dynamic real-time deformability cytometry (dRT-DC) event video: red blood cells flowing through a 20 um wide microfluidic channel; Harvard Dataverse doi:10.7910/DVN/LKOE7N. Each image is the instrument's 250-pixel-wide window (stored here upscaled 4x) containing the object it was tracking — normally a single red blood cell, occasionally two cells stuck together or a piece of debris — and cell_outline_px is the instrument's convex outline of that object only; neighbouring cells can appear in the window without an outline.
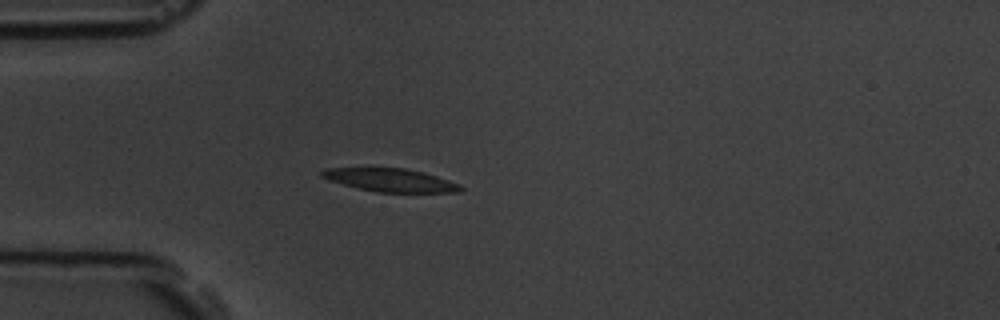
{"species": "common noctule bat (a hibernating species)", "species_latin": "Nyctalus noctula", "temperature_condition": "room temperature", "stored_images_in_passage": 6, "camera_frame_rate_fps": 3000, "um_per_image_px": 0.085, "animal": {"sex": "male", "body_mass_g": 19.5, "forearm_length_mm": 54.6}, "frame": {"image": 1, "passage_image": 4, "time_ms": 4.333, "image_size_px": [1000, 320], "cell_outline_px": [[464, 188], [460, 192], [376, 192], [328, 180], [320, 176], [320, 172], [328, 168], [404, 168], [424, 172], [460, 184]], "centroid_in_image_um": [33.21, 15.31], "position_along_channel_um": 51.8, "area_um2": 18.5}}
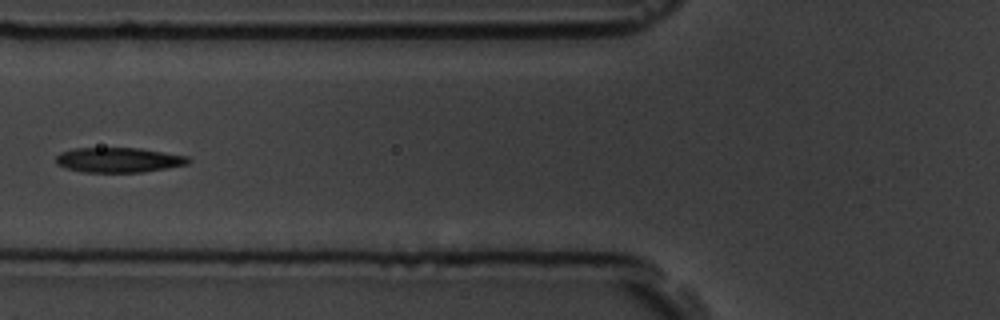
{"frame": {"image": 2, "passage_image": 6, "time_ms": 6.333, "image_size_px": [1000, 320], "cell_outline_px": [[192, 160], [188, 164], [140, 172], [80, 172], [56, 164], [56, 156], [60, 152], [72, 148], [140, 148], [188, 156]], "centroid_in_image_um": [10.06, 13.59], "position_along_channel_um": 115.7, "area_um2": 19.19}}